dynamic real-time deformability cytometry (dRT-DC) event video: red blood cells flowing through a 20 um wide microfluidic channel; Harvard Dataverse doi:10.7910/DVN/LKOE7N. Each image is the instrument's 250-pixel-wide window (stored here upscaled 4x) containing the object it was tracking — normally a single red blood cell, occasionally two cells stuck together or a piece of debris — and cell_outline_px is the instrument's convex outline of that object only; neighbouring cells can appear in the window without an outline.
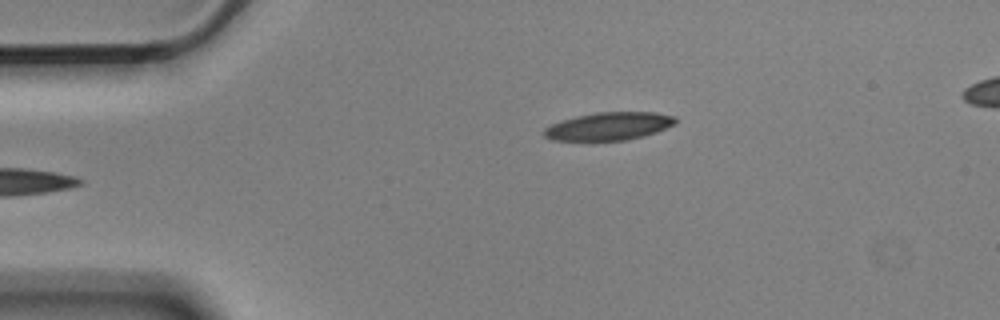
{"species": "Egyptian fruit bat (a non-hibernating species)", "species_latin": "Rousettus aegyptiacus", "temperature_condition": "cold", "stored_images_in_passage": 5, "camera_frame_rate_fps": 3000, "um_per_image_px": 0.085, "animal": {"sex": "male"}, "frame": {"image": 1, "passage_image": 5, "time_ms": 1.333, "image_size_px": [1000, 320], "cell_outline_px": [[676, 124], [656, 132], [628, 140], [552, 140], [544, 136], [544, 128], [552, 124], [576, 116], [596, 112], [656, 112], [676, 116]], "centroid_in_image_um": [51.8, 10.72], "position_along_channel_um": 33.2, "area_um2": 21.27}}